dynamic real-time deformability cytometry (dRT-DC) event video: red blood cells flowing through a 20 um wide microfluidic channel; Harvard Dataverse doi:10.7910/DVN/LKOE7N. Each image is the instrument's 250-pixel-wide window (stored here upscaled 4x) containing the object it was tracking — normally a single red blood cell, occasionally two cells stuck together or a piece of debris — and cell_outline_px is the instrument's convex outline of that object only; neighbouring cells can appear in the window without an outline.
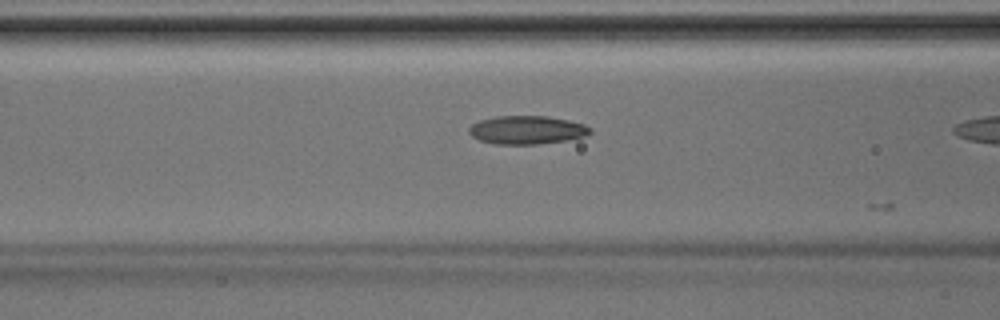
{"species": "Egyptian fruit bat (a non-hibernating species)", "species_latin": "Rousettus aegyptiacus", "temperature_condition": "room temperature", "stored_images_in_passage": 11, "camera_frame_rate_fps": 3000, "um_per_image_px": 0.085, "animal": {"sex": "male"}, "frame": {"image": 1, "passage_image": 10, "time_ms": 3.0, "image_size_px": [1000, 320], "cell_outline_px": [[592, 132], [588, 136], [568, 140], [536, 144], [496, 144], [480, 140], [472, 136], [468, 132], [468, 128], [472, 124], [480, 120], [496, 116], [548, 116], [568, 120], [584, 124], [592, 128]], "centroid_in_image_um": [44.82, 11.04], "position_along_channel_um": 121.8, "area_um2": 20.17}}